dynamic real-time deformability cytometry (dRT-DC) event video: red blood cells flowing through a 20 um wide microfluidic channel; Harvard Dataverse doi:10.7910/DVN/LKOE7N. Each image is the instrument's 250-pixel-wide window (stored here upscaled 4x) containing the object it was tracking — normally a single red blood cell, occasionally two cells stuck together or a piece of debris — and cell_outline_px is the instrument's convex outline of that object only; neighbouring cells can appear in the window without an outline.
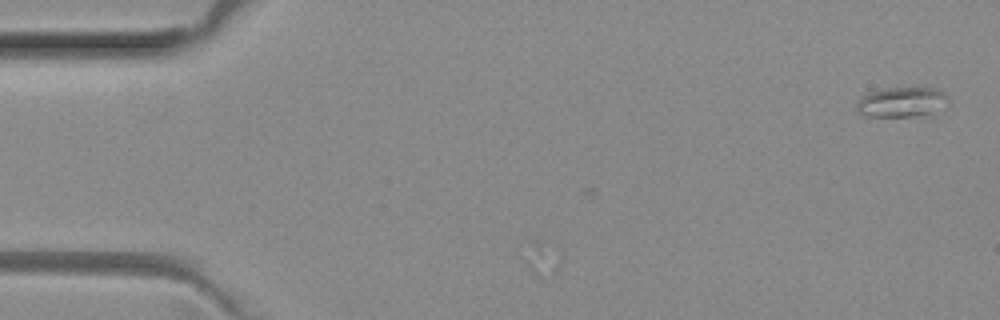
{"species": "common noctule bat (a hibernating species)", "species_latin": "Nyctalus noctula", "temperature_condition": "room temperature", "stored_images_in_passage": 2, "camera_frame_rate_fps": 3000, "um_per_image_px": 0.085, "animal": {"sex": "female", "body_mass_g": 29.2, "forearm_length_mm": 56.3}, "frame": {"image": 1, "passage_image": 2, "time_ms": 0.333, "image_size_px": [1000, 320], "cell_outline_px": [[948, 100], [932, 116], [868, 116], [860, 112], [856, 108], [856, 104], [868, 92], [884, 88], [936, 88], [944, 92], [948, 96]], "centroid_in_image_um": [76.7, 8.68], "position_along_channel_um": 8.3, "area_um2": 16.01}}